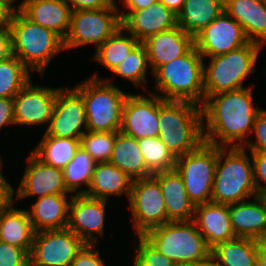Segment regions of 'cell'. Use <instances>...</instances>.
Masks as SVG:
<instances>
[{
    "instance_id": "obj_14",
    "label": "cell",
    "mask_w": 266,
    "mask_h": 266,
    "mask_svg": "<svg viewBox=\"0 0 266 266\" xmlns=\"http://www.w3.org/2000/svg\"><path fill=\"white\" fill-rule=\"evenodd\" d=\"M242 26L225 11L194 37V44L204 58L229 53L248 44Z\"/></svg>"
},
{
    "instance_id": "obj_2",
    "label": "cell",
    "mask_w": 266,
    "mask_h": 266,
    "mask_svg": "<svg viewBox=\"0 0 266 266\" xmlns=\"http://www.w3.org/2000/svg\"><path fill=\"white\" fill-rule=\"evenodd\" d=\"M158 137L177 158L196 150L203 142L201 105L159 96Z\"/></svg>"
},
{
    "instance_id": "obj_56",
    "label": "cell",
    "mask_w": 266,
    "mask_h": 266,
    "mask_svg": "<svg viewBox=\"0 0 266 266\" xmlns=\"http://www.w3.org/2000/svg\"><path fill=\"white\" fill-rule=\"evenodd\" d=\"M26 266H40L38 264H36L35 262H33L30 258L28 259Z\"/></svg>"
},
{
    "instance_id": "obj_27",
    "label": "cell",
    "mask_w": 266,
    "mask_h": 266,
    "mask_svg": "<svg viewBox=\"0 0 266 266\" xmlns=\"http://www.w3.org/2000/svg\"><path fill=\"white\" fill-rule=\"evenodd\" d=\"M133 179L110 162L97 163L90 185L84 195L108 200L111 196H123L129 200Z\"/></svg>"
},
{
    "instance_id": "obj_5",
    "label": "cell",
    "mask_w": 266,
    "mask_h": 266,
    "mask_svg": "<svg viewBox=\"0 0 266 266\" xmlns=\"http://www.w3.org/2000/svg\"><path fill=\"white\" fill-rule=\"evenodd\" d=\"M84 101L87 131L119 132L121 128L122 111L129 95L110 78L98 77L93 74L85 81L73 87Z\"/></svg>"
},
{
    "instance_id": "obj_45",
    "label": "cell",
    "mask_w": 266,
    "mask_h": 266,
    "mask_svg": "<svg viewBox=\"0 0 266 266\" xmlns=\"http://www.w3.org/2000/svg\"><path fill=\"white\" fill-rule=\"evenodd\" d=\"M13 55L10 25L0 26V62Z\"/></svg>"
},
{
    "instance_id": "obj_1",
    "label": "cell",
    "mask_w": 266,
    "mask_h": 266,
    "mask_svg": "<svg viewBox=\"0 0 266 266\" xmlns=\"http://www.w3.org/2000/svg\"><path fill=\"white\" fill-rule=\"evenodd\" d=\"M252 86L207 97L202 107L204 142L219 147H242L248 140L257 114ZM247 138V139H246Z\"/></svg>"
},
{
    "instance_id": "obj_12",
    "label": "cell",
    "mask_w": 266,
    "mask_h": 266,
    "mask_svg": "<svg viewBox=\"0 0 266 266\" xmlns=\"http://www.w3.org/2000/svg\"><path fill=\"white\" fill-rule=\"evenodd\" d=\"M85 244L68 227L35 232L29 257L40 266H70Z\"/></svg>"
},
{
    "instance_id": "obj_13",
    "label": "cell",
    "mask_w": 266,
    "mask_h": 266,
    "mask_svg": "<svg viewBox=\"0 0 266 266\" xmlns=\"http://www.w3.org/2000/svg\"><path fill=\"white\" fill-rule=\"evenodd\" d=\"M87 131V118L82 96L72 87L60 86L50 123L43 136L80 140Z\"/></svg>"
},
{
    "instance_id": "obj_32",
    "label": "cell",
    "mask_w": 266,
    "mask_h": 266,
    "mask_svg": "<svg viewBox=\"0 0 266 266\" xmlns=\"http://www.w3.org/2000/svg\"><path fill=\"white\" fill-rule=\"evenodd\" d=\"M140 43L121 26L102 45L96 49L94 61L104 65L112 72Z\"/></svg>"
},
{
    "instance_id": "obj_29",
    "label": "cell",
    "mask_w": 266,
    "mask_h": 266,
    "mask_svg": "<svg viewBox=\"0 0 266 266\" xmlns=\"http://www.w3.org/2000/svg\"><path fill=\"white\" fill-rule=\"evenodd\" d=\"M224 12V0H185L177 15L178 26L195 37Z\"/></svg>"
},
{
    "instance_id": "obj_8",
    "label": "cell",
    "mask_w": 266,
    "mask_h": 266,
    "mask_svg": "<svg viewBox=\"0 0 266 266\" xmlns=\"http://www.w3.org/2000/svg\"><path fill=\"white\" fill-rule=\"evenodd\" d=\"M263 46L249 42L229 53L210 57L204 63L205 99L210 95L244 88L243 81L255 73Z\"/></svg>"
},
{
    "instance_id": "obj_17",
    "label": "cell",
    "mask_w": 266,
    "mask_h": 266,
    "mask_svg": "<svg viewBox=\"0 0 266 266\" xmlns=\"http://www.w3.org/2000/svg\"><path fill=\"white\" fill-rule=\"evenodd\" d=\"M28 156L25 172L18 188L14 189L15 201L33 196L40 198L70 193L65 186L63 169L43 163L32 152Z\"/></svg>"
},
{
    "instance_id": "obj_11",
    "label": "cell",
    "mask_w": 266,
    "mask_h": 266,
    "mask_svg": "<svg viewBox=\"0 0 266 266\" xmlns=\"http://www.w3.org/2000/svg\"><path fill=\"white\" fill-rule=\"evenodd\" d=\"M128 202L135 236L169 222L161 186L153 175L133 180Z\"/></svg>"
},
{
    "instance_id": "obj_42",
    "label": "cell",
    "mask_w": 266,
    "mask_h": 266,
    "mask_svg": "<svg viewBox=\"0 0 266 266\" xmlns=\"http://www.w3.org/2000/svg\"><path fill=\"white\" fill-rule=\"evenodd\" d=\"M98 244H85L70 266H106L97 250Z\"/></svg>"
},
{
    "instance_id": "obj_55",
    "label": "cell",
    "mask_w": 266,
    "mask_h": 266,
    "mask_svg": "<svg viewBox=\"0 0 266 266\" xmlns=\"http://www.w3.org/2000/svg\"><path fill=\"white\" fill-rule=\"evenodd\" d=\"M2 158H1V155H0V186H11L10 185V183H8L7 182V180H6V178L3 176V174H2V165H4V164H2L3 162H2V160H1Z\"/></svg>"
},
{
    "instance_id": "obj_7",
    "label": "cell",
    "mask_w": 266,
    "mask_h": 266,
    "mask_svg": "<svg viewBox=\"0 0 266 266\" xmlns=\"http://www.w3.org/2000/svg\"><path fill=\"white\" fill-rule=\"evenodd\" d=\"M143 236L177 266L195 265L211 252L193 220L169 221Z\"/></svg>"
},
{
    "instance_id": "obj_31",
    "label": "cell",
    "mask_w": 266,
    "mask_h": 266,
    "mask_svg": "<svg viewBox=\"0 0 266 266\" xmlns=\"http://www.w3.org/2000/svg\"><path fill=\"white\" fill-rule=\"evenodd\" d=\"M260 241L236 237L211 248L222 266H257Z\"/></svg>"
},
{
    "instance_id": "obj_47",
    "label": "cell",
    "mask_w": 266,
    "mask_h": 266,
    "mask_svg": "<svg viewBox=\"0 0 266 266\" xmlns=\"http://www.w3.org/2000/svg\"><path fill=\"white\" fill-rule=\"evenodd\" d=\"M13 186H0V216L15 202Z\"/></svg>"
},
{
    "instance_id": "obj_26",
    "label": "cell",
    "mask_w": 266,
    "mask_h": 266,
    "mask_svg": "<svg viewBox=\"0 0 266 266\" xmlns=\"http://www.w3.org/2000/svg\"><path fill=\"white\" fill-rule=\"evenodd\" d=\"M229 215L236 237L266 239V208L256 196L253 202L245 200L229 204Z\"/></svg>"
},
{
    "instance_id": "obj_22",
    "label": "cell",
    "mask_w": 266,
    "mask_h": 266,
    "mask_svg": "<svg viewBox=\"0 0 266 266\" xmlns=\"http://www.w3.org/2000/svg\"><path fill=\"white\" fill-rule=\"evenodd\" d=\"M224 11L242 26L250 42L266 45V0H224Z\"/></svg>"
},
{
    "instance_id": "obj_37",
    "label": "cell",
    "mask_w": 266,
    "mask_h": 266,
    "mask_svg": "<svg viewBox=\"0 0 266 266\" xmlns=\"http://www.w3.org/2000/svg\"><path fill=\"white\" fill-rule=\"evenodd\" d=\"M151 69L147 50L143 43H139L134 50L112 72L129 80L137 88L147 86V70ZM143 84V85H142Z\"/></svg>"
},
{
    "instance_id": "obj_50",
    "label": "cell",
    "mask_w": 266,
    "mask_h": 266,
    "mask_svg": "<svg viewBox=\"0 0 266 266\" xmlns=\"http://www.w3.org/2000/svg\"><path fill=\"white\" fill-rule=\"evenodd\" d=\"M159 2H162L169 10L178 15L183 7L185 0H159Z\"/></svg>"
},
{
    "instance_id": "obj_6",
    "label": "cell",
    "mask_w": 266,
    "mask_h": 266,
    "mask_svg": "<svg viewBox=\"0 0 266 266\" xmlns=\"http://www.w3.org/2000/svg\"><path fill=\"white\" fill-rule=\"evenodd\" d=\"M243 147H219L211 201L233 204L257 194L250 155Z\"/></svg>"
},
{
    "instance_id": "obj_33",
    "label": "cell",
    "mask_w": 266,
    "mask_h": 266,
    "mask_svg": "<svg viewBox=\"0 0 266 266\" xmlns=\"http://www.w3.org/2000/svg\"><path fill=\"white\" fill-rule=\"evenodd\" d=\"M80 148V140L42 136L38 145L31 152L43 163L64 169Z\"/></svg>"
},
{
    "instance_id": "obj_16",
    "label": "cell",
    "mask_w": 266,
    "mask_h": 266,
    "mask_svg": "<svg viewBox=\"0 0 266 266\" xmlns=\"http://www.w3.org/2000/svg\"><path fill=\"white\" fill-rule=\"evenodd\" d=\"M58 88L32 84L30 80L13 98L15 125H47L52 117Z\"/></svg>"
},
{
    "instance_id": "obj_40",
    "label": "cell",
    "mask_w": 266,
    "mask_h": 266,
    "mask_svg": "<svg viewBox=\"0 0 266 266\" xmlns=\"http://www.w3.org/2000/svg\"><path fill=\"white\" fill-rule=\"evenodd\" d=\"M251 135L255 140L250 137L242 146L249 152H264L266 153V110L262 109L256 116Z\"/></svg>"
},
{
    "instance_id": "obj_41",
    "label": "cell",
    "mask_w": 266,
    "mask_h": 266,
    "mask_svg": "<svg viewBox=\"0 0 266 266\" xmlns=\"http://www.w3.org/2000/svg\"><path fill=\"white\" fill-rule=\"evenodd\" d=\"M29 258L25 250L0 241V266H26Z\"/></svg>"
},
{
    "instance_id": "obj_34",
    "label": "cell",
    "mask_w": 266,
    "mask_h": 266,
    "mask_svg": "<svg viewBox=\"0 0 266 266\" xmlns=\"http://www.w3.org/2000/svg\"><path fill=\"white\" fill-rule=\"evenodd\" d=\"M97 162L81 147L76 151L74 158L63 169L64 182L67 190L74 195L85 194ZM82 185L86 189H79Z\"/></svg>"
},
{
    "instance_id": "obj_21",
    "label": "cell",
    "mask_w": 266,
    "mask_h": 266,
    "mask_svg": "<svg viewBox=\"0 0 266 266\" xmlns=\"http://www.w3.org/2000/svg\"><path fill=\"white\" fill-rule=\"evenodd\" d=\"M154 72L159 66L188 53L194 46V37L179 26L171 30L157 33L142 42Z\"/></svg>"
},
{
    "instance_id": "obj_39",
    "label": "cell",
    "mask_w": 266,
    "mask_h": 266,
    "mask_svg": "<svg viewBox=\"0 0 266 266\" xmlns=\"http://www.w3.org/2000/svg\"><path fill=\"white\" fill-rule=\"evenodd\" d=\"M134 266H177L172 260L159 253L144 236H135Z\"/></svg>"
},
{
    "instance_id": "obj_54",
    "label": "cell",
    "mask_w": 266,
    "mask_h": 266,
    "mask_svg": "<svg viewBox=\"0 0 266 266\" xmlns=\"http://www.w3.org/2000/svg\"><path fill=\"white\" fill-rule=\"evenodd\" d=\"M256 197L261 201L262 205L266 208V188L258 189Z\"/></svg>"
},
{
    "instance_id": "obj_23",
    "label": "cell",
    "mask_w": 266,
    "mask_h": 266,
    "mask_svg": "<svg viewBox=\"0 0 266 266\" xmlns=\"http://www.w3.org/2000/svg\"><path fill=\"white\" fill-rule=\"evenodd\" d=\"M161 186L168 221L193 220L195 205L187 195L183 179L176 169L154 173Z\"/></svg>"
},
{
    "instance_id": "obj_36",
    "label": "cell",
    "mask_w": 266,
    "mask_h": 266,
    "mask_svg": "<svg viewBox=\"0 0 266 266\" xmlns=\"http://www.w3.org/2000/svg\"><path fill=\"white\" fill-rule=\"evenodd\" d=\"M147 169L152 173L175 169L177 158L159 137L137 140Z\"/></svg>"
},
{
    "instance_id": "obj_38",
    "label": "cell",
    "mask_w": 266,
    "mask_h": 266,
    "mask_svg": "<svg viewBox=\"0 0 266 266\" xmlns=\"http://www.w3.org/2000/svg\"><path fill=\"white\" fill-rule=\"evenodd\" d=\"M116 132L86 131L80 138V147L97 163L109 162Z\"/></svg>"
},
{
    "instance_id": "obj_49",
    "label": "cell",
    "mask_w": 266,
    "mask_h": 266,
    "mask_svg": "<svg viewBox=\"0 0 266 266\" xmlns=\"http://www.w3.org/2000/svg\"><path fill=\"white\" fill-rule=\"evenodd\" d=\"M13 11L0 1V26L10 24Z\"/></svg>"
},
{
    "instance_id": "obj_19",
    "label": "cell",
    "mask_w": 266,
    "mask_h": 266,
    "mask_svg": "<svg viewBox=\"0 0 266 266\" xmlns=\"http://www.w3.org/2000/svg\"><path fill=\"white\" fill-rule=\"evenodd\" d=\"M121 26L141 43L148 37L178 26L177 15L162 2L136 11L119 10Z\"/></svg>"
},
{
    "instance_id": "obj_46",
    "label": "cell",
    "mask_w": 266,
    "mask_h": 266,
    "mask_svg": "<svg viewBox=\"0 0 266 266\" xmlns=\"http://www.w3.org/2000/svg\"><path fill=\"white\" fill-rule=\"evenodd\" d=\"M8 125H15L13 98L0 97V130Z\"/></svg>"
},
{
    "instance_id": "obj_10",
    "label": "cell",
    "mask_w": 266,
    "mask_h": 266,
    "mask_svg": "<svg viewBox=\"0 0 266 266\" xmlns=\"http://www.w3.org/2000/svg\"><path fill=\"white\" fill-rule=\"evenodd\" d=\"M117 5L115 2L107 8L71 11L70 30L64 40L65 50L89 44L97 49L102 45L121 27L120 9Z\"/></svg>"
},
{
    "instance_id": "obj_15",
    "label": "cell",
    "mask_w": 266,
    "mask_h": 266,
    "mask_svg": "<svg viewBox=\"0 0 266 266\" xmlns=\"http://www.w3.org/2000/svg\"><path fill=\"white\" fill-rule=\"evenodd\" d=\"M129 93L121 118L120 132L136 140L159 135V96Z\"/></svg>"
},
{
    "instance_id": "obj_35",
    "label": "cell",
    "mask_w": 266,
    "mask_h": 266,
    "mask_svg": "<svg viewBox=\"0 0 266 266\" xmlns=\"http://www.w3.org/2000/svg\"><path fill=\"white\" fill-rule=\"evenodd\" d=\"M31 78L30 70L16 56L0 62V97L14 98Z\"/></svg>"
},
{
    "instance_id": "obj_20",
    "label": "cell",
    "mask_w": 266,
    "mask_h": 266,
    "mask_svg": "<svg viewBox=\"0 0 266 266\" xmlns=\"http://www.w3.org/2000/svg\"><path fill=\"white\" fill-rule=\"evenodd\" d=\"M193 222L204 236L207 246L215 245L236 238L230 221L229 205L208 202L196 205Z\"/></svg>"
},
{
    "instance_id": "obj_30",
    "label": "cell",
    "mask_w": 266,
    "mask_h": 266,
    "mask_svg": "<svg viewBox=\"0 0 266 266\" xmlns=\"http://www.w3.org/2000/svg\"><path fill=\"white\" fill-rule=\"evenodd\" d=\"M109 162L126 172L133 180L153 175L146 167L137 140L120 131L116 132Z\"/></svg>"
},
{
    "instance_id": "obj_24",
    "label": "cell",
    "mask_w": 266,
    "mask_h": 266,
    "mask_svg": "<svg viewBox=\"0 0 266 266\" xmlns=\"http://www.w3.org/2000/svg\"><path fill=\"white\" fill-rule=\"evenodd\" d=\"M21 12L32 22L55 31L64 40L68 36L71 8L64 0H22Z\"/></svg>"
},
{
    "instance_id": "obj_4",
    "label": "cell",
    "mask_w": 266,
    "mask_h": 266,
    "mask_svg": "<svg viewBox=\"0 0 266 266\" xmlns=\"http://www.w3.org/2000/svg\"><path fill=\"white\" fill-rule=\"evenodd\" d=\"M12 51L32 73L41 75L56 55L65 51L64 39L55 31L32 22L21 11L10 20Z\"/></svg>"
},
{
    "instance_id": "obj_25",
    "label": "cell",
    "mask_w": 266,
    "mask_h": 266,
    "mask_svg": "<svg viewBox=\"0 0 266 266\" xmlns=\"http://www.w3.org/2000/svg\"><path fill=\"white\" fill-rule=\"evenodd\" d=\"M72 196L70 194H54L37 198V201L30 205L29 209H26L34 231L67 228Z\"/></svg>"
},
{
    "instance_id": "obj_51",
    "label": "cell",
    "mask_w": 266,
    "mask_h": 266,
    "mask_svg": "<svg viewBox=\"0 0 266 266\" xmlns=\"http://www.w3.org/2000/svg\"><path fill=\"white\" fill-rule=\"evenodd\" d=\"M257 266H266V241H260Z\"/></svg>"
},
{
    "instance_id": "obj_18",
    "label": "cell",
    "mask_w": 266,
    "mask_h": 266,
    "mask_svg": "<svg viewBox=\"0 0 266 266\" xmlns=\"http://www.w3.org/2000/svg\"><path fill=\"white\" fill-rule=\"evenodd\" d=\"M106 203L107 200L84 194H73L70 200L68 228L86 244H97L95 235H104Z\"/></svg>"
},
{
    "instance_id": "obj_28",
    "label": "cell",
    "mask_w": 266,
    "mask_h": 266,
    "mask_svg": "<svg viewBox=\"0 0 266 266\" xmlns=\"http://www.w3.org/2000/svg\"><path fill=\"white\" fill-rule=\"evenodd\" d=\"M34 234L26 209H17L13 203L0 216V241L21 248L30 255Z\"/></svg>"
},
{
    "instance_id": "obj_52",
    "label": "cell",
    "mask_w": 266,
    "mask_h": 266,
    "mask_svg": "<svg viewBox=\"0 0 266 266\" xmlns=\"http://www.w3.org/2000/svg\"><path fill=\"white\" fill-rule=\"evenodd\" d=\"M192 266H222V265L210 253L205 259L200 260L197 264Z\"/></svg>"
},
{
    "instance_id": "obj_53",
    "label": "cell",
    "mask_w": 266,
    "mask_h": 266,
    "mask_svg": "<svg viewBox=\"0 0 266 266\" xmlns=\"http://www.w3.org/2000/svg\"><path fill=\"white\" fill-rule=\"evenodd\" d=\"M0 1L3 2L5 5H7L13 12L21 11L22 1L18 4V6L14 5L15 1L18 0H0Z\"/></svg>"
},
{
    "instance_id": "obj_44",
    "label": "cell",
    "mask_w": 266,
    "mask_h": 266,
    "mask_svg": "<svg viewBox=\"0 0 266 266\" xmlns=\"http://www.w3.org/2000/svg\"><path fill=\"white\" fill-rule=\"evenodd\" d=\"M74 10H97L111 7L116 0H64Z\"/></svg>"
},
{
    "instance_id": "obj_3",
    "label": "cell",
    "mask_w": 266,
    "mask_h": 266,
    "mask_svg": "<svg viewBox=\"0 0 266 266\" xmlns=\"http://www.w3.org/2000/svg\"><path fill=\"white\" fill-rule=\"evenodd\" d=\"M205 62L194 46L183 56L159 66L153 72L156 92L153 89L151 93L164 100H184L202 105L205 100Z\"/></svg>"
},
{
    "instance_id": "obj_43",
    "label": "cell",
    "mask_w": 266,
    "mask_h": 266,
    "mask_svg": "<svg viewBox=\"0 0 266 266\" xmlns=\"http://www.w3.org/2000/svg\"><path fill=\"white\" fill-rule=\"evenodd\" d=\"M253 165V177L256 190L266 188V153L249 152ZM262 182L264 185H262Z\"/></svg>"
},
{
    "instance_id": "obj_48",
    "label": "cell",
    "mask_w": 266,
    "mask_h": 266,
    "mask_svg": "<svg viewBox=\"0 0 266 266\" xmlns=\"http://www.w3.org/2000/svg\"><path fill=\"white\" fill-rule=\"evenodd\" d=\"M159 0H120L127 11H136L150 7L157 3Z\"/></svg>"
},
{
    "instance_id": "obj_9",
    "label": "cell",
    "mask_w": 266,
    "mask_h": 266,
    "mask_svg": "<svg viewBox=\"0 0 266 266\" xmlns=\"http://www.w3.org/2000/svg\"><path fill=\"white\" fill-rule=\"evenodd\" d=\"M218 161V146L203 142L196 150L177 157L175 169L181 175L194 205L211 202Z\"/></svg>"
}]
</instances>
